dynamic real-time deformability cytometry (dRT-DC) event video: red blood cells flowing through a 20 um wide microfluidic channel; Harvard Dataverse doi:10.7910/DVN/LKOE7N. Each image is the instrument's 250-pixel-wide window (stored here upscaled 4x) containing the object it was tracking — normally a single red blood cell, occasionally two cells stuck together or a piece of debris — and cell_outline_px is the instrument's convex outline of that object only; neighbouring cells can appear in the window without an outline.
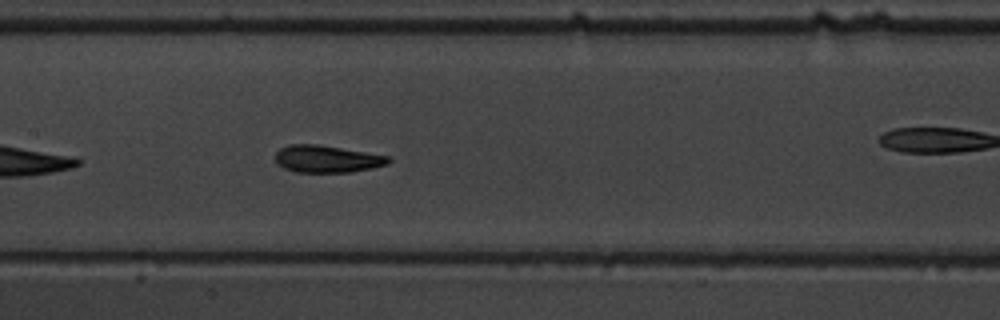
{"species": "common noctule bat (a hibernating species)", "species_latin": "Nyctalus noctula", "temperature_condition": "warm", "stored_images_in_passage": 39, "camera_frame_rate_fps": 3000, "um_per_image_px": 0.085, "animal": {"sex": "male", "body_mass_g": 19.5, "forearm_length_mm": 54.6}, "frame": {"image": 1, "passage_image": 12, "time_ms": 3.667, "image_size_px": [1000, 320], "cell_outline_px": [[392, 160], [388, 164], [372, 168], [352, 172], [296, 172], [284, 168], [276, 164], [276, 152], [280, 148], [292, 144], [316, 144], [388, 156]], "centroid_in_image_um": [27.77, 13.52], "position_along_channel_um": 179.6, "area_um2": 17.8}, "authors_computed_cell_mechanics": {"area_um2": 17.8602, "velocity_mm_per_s": 3.6618, "shape_relaxation_time_tau1_ms": 3.1472, "shape_relaxation_time_tau2_ms": 2.0115, "deformation_change_tau1": 0.1732, "deformation_change_tau2": 0.1029}}